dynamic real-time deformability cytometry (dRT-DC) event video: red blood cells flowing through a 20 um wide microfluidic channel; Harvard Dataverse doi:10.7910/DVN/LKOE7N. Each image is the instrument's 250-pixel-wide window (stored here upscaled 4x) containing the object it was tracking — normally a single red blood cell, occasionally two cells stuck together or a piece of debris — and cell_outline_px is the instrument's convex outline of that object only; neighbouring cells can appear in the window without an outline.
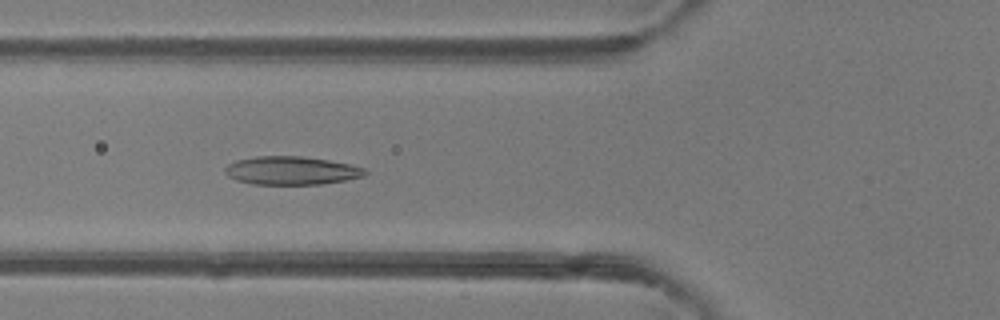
{"species": "common noctule bat (a hibernating species)", "species_latin": "Nyctalus noctula", "temperature_condition": "room temperature", "stored_images_in_passage": 50, "camera_frame_rate_fps": 3000, "um_per_image_px": 0.085, "animal": {"sex": "female"}, "frame": {"image": 1, "passage_image": 19, "time_ms": 6.0, "image_size_px": [1000, 320], "cell_outline_px": [[368, 172], [364, 176], [344, 180], [320, 184], [252, 184], [236, 180], [228, 176], [224, 172], [224, 168], [228, 164], [236, 160], [256, 156], [300, 156], [328, 160], [348, 164], [364, 168]], "centroid_in_image_um": [24.73, 14.49], "position_along_channel_um": 101.1, "area_um2": 23.0}}
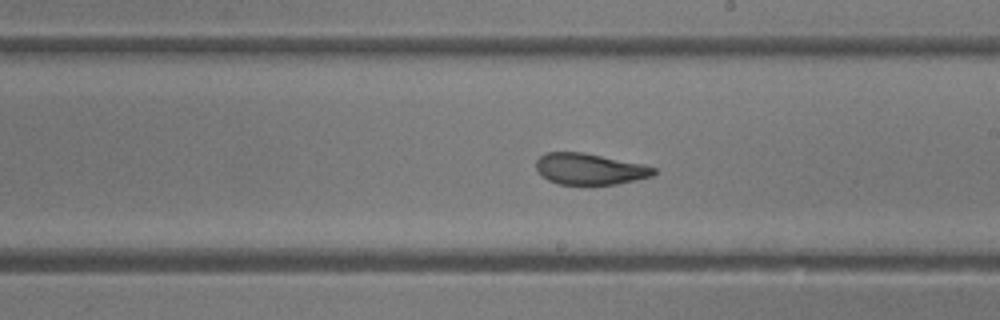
{"frame": {"image": 2, "passage_image": 29, "time_ms": 9.333, "image_size_px": [1000, 320], "cell_outline_px": [[656, 172], [652, 176], [636, 180], [616, 184], [560, 184], [548, 180], [536, 168], [536, 160], [544, 152], [584, 152], [640, 164], [656, 168]], "centroid_in_image_um": [50.11, 14.36], "position_along_channel_um": 238.9, "area_um2": 21.15}}
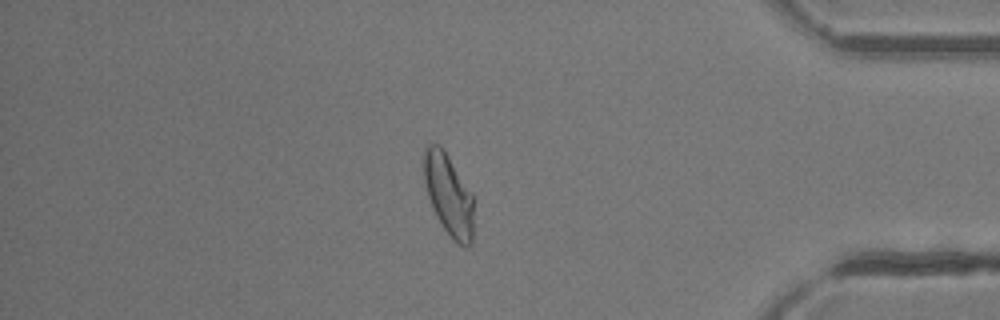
{"frame": {"image": 3, "passage_image": 43, "time_ms": 14.0, "image_size_px": [1000, 320], "cell_outline_px": [[472, 244], [468, 248], [464, 248], [452, 240], [436, 216], [432, 208], [424, 184], [424, 148], [428, 144], [440, 144], [472, 192]], "centroid_in_image_um": [38.12, 16.57], "position_along_channel_um": 397.1, "area_um2": 23.7}, "authors_computed_cell_mechanics": {"area_um2": 23.8425, "velocity_mm_per_s": 4.1211, "shape_relaxation_time_tau1_ms": 8.3714, "shape_relaxation_time_tau2_ms": 1.6741, "deformation_change_tau1": 0.219, "deformation_change_tau2": 0.0709}}